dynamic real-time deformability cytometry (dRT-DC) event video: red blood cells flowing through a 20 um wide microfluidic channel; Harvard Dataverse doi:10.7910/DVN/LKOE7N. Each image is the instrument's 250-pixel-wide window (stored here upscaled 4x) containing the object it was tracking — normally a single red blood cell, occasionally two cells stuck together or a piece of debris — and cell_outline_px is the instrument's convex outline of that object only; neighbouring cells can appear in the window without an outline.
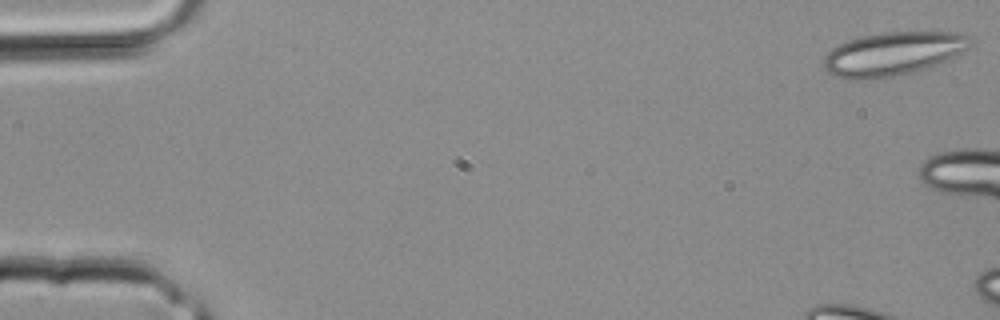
{"species": "common noctule bat (a hibernating species)", "species_latin": "Nyctalus noctula", "temperature_condition": "room temperature", "stored_images_in_passage": 4, "camera_frame_rate_fps": 3000, "um_per_image_px": 0.085, "animal": {"sex": "male", "body_mass_g": 20.4}, "frame": {"image": 1, "passage_image": 1, "time_ms": 0.0, "image_size_px": [1000, 320], "cell_outline_px": [[972, 44], [968, 48], [948, 60], [916, 72], [872, 80], [844, 80], [832, 76], [824, 68], [824, 56], [832, 48], [848, 40], [864, 36], [884, 32], [960, 32], [968, 36], [972, 40]], "centroid_in_image_um": [75.88, 4.59], "position_along_channel_um": 9.1, "area_um2": 37.63}}